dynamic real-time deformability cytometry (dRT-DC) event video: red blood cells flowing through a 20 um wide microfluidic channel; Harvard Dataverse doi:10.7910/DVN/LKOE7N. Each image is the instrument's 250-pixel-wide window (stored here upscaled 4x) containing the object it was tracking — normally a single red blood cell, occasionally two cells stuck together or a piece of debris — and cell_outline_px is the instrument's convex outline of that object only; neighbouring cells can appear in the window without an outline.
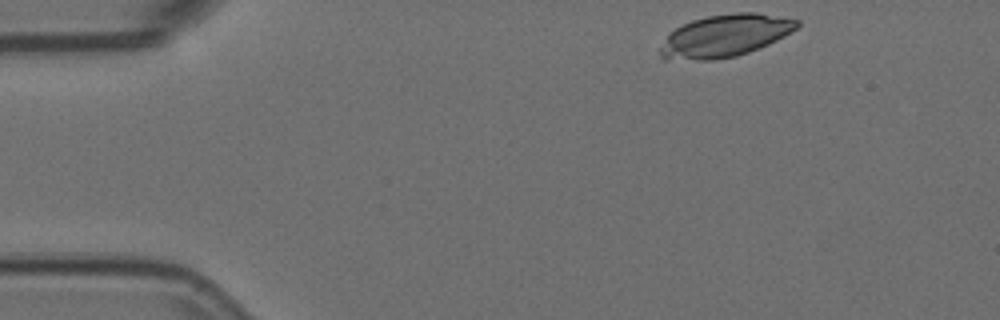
{"species": "Egyptian fruit bat (a non-hibernating species)", "species_latin": "Rousettus aegyptiacus", "temperature_condition": "room temperature", "stored_images_in_passage": 4, "segment_of_instrument_passage": [1, 2], "camera_frame_rate_fps": 3000, "um_per_image_px": 0.085, "animal": {"sex": "female"}, "frame": {"image": 1, "passage_image": 1, "time_ms": 0.0, "image_size_px": [1000, 320], "cell_outline_px": [[800, 24], [796, 28], [784, 36], [768, 44], [748, 52], [736, 56], [712, 60], [664, 60], [660, 56], [660, 48], [668, 36], [676, 28], [692, 20], [708, 16], [736, 12], [756, 12], [800, 20]], "centroid_in_image_um": [61.62, 3.04], "position_along_channel_um": 23.4, "area_um2": 33.52}}